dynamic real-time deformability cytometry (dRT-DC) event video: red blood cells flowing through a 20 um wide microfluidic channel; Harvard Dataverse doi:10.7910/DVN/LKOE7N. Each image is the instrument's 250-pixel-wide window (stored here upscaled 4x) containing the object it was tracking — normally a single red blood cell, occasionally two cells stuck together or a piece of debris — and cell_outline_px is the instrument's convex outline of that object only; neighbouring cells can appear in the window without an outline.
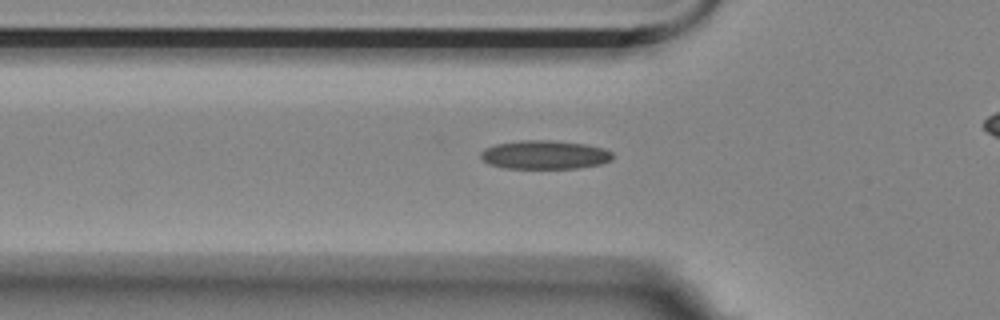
{"species": "Egyptian fruit bat (a non-hibernating species)", "species_latin": "Rousettus aegyptiacus", "temperature_condition": "room temperature", "stored_images_in_passage": 37, "camera_frame_rate_fps": 3000, "um_per_image_px": 0.085, "animal": {"sex": "female"}, "frame": {"image": 1, "passage_image": 9, "time_ms": 2.667, "image_size_px": [1000, 320], "cell_outline_px": [[612, 160], [600, 164], [576, 168], [504, 168], [488, 164], [480, 156], [480, 152], [484, 148], [496, 144], [520, 140], [548, 140], [584, 144], [604, 148], [612, 152]], "centroid_in_image_um": [46.27, 13.15], "position_along_channel_um": 79.5, "area_um2": 22.02}}
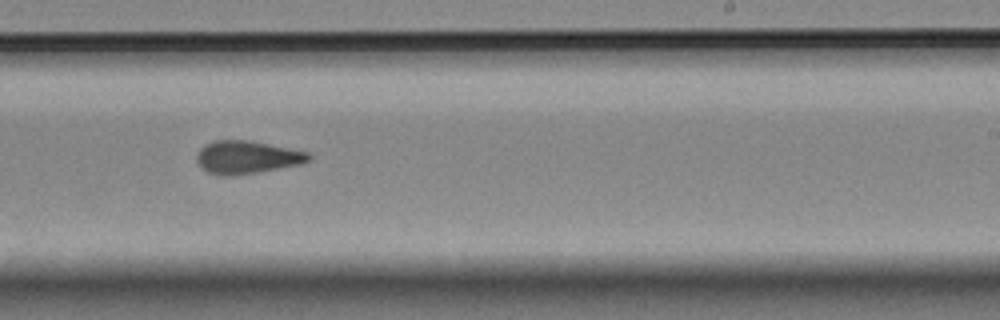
{"frame": {"image": 2, "passage_image": 25, "time_ms": 8.0, "image_size_px": [1000, 320], "cell_outline_px": [[312, 160], [300, 164], [236, 176], [220, 176], [208, 172], [196, 160], [196, 152], [204, 144], [216, 140], [252, 140], [308, 152], [312, 156]], "centroid_in_image_um": [20.99, 13.36], "position_along_channel_um": 268.0, "area_um2": 21.68}}
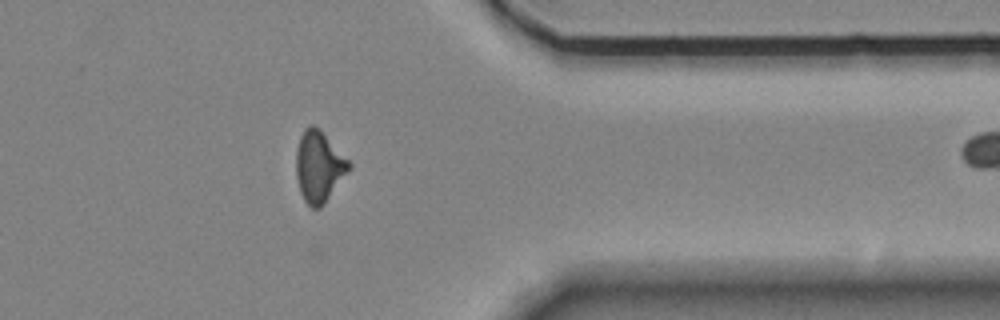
{"frame": {"image": 3, "passage_image": 36, "time_ms": 11.667, "image_size_px": [1000, 320], "cell_outline_px": [[352, 168], [324, 204], [320, 208], [312, 208], [304, 200], [300, 192], [296, 176], [296, 152], [300, 136], [304, 128], [308, 124], [312, 124], [320, 128], [352, 164]], "centroid_in_image_um": [27.12, 14.14], "position_along_channel_um": 384.3, "area_um2": 22.14}}